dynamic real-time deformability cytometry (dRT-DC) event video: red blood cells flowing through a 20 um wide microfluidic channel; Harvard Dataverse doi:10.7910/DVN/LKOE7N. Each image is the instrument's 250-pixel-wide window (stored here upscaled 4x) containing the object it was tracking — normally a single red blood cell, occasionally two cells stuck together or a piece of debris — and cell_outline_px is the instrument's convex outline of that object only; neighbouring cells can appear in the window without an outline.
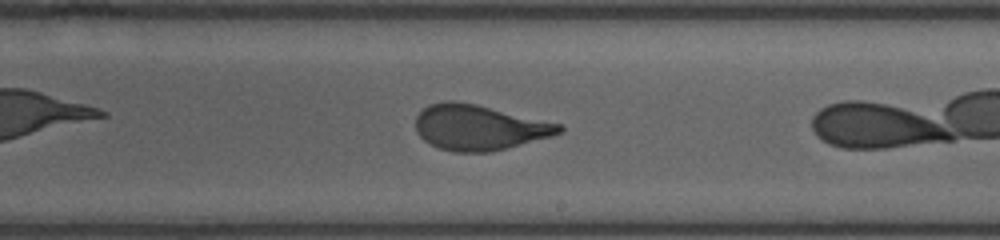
{"species": "human", "species_latin": "Homo sapiens", "temperature_condition": "room temperature", "stored_images_in_passage": 15, "camera_frame_rate_fps": 3000, "um_per_image_px": 0.085, "donor": {"sex": "female"}, "frame": {"image": 1, "passage_image": 13, "time_ms": 5.0, "image_size_px": [1000, 240], "cell_outline_px": [[564, 132], [552, 136], [492, 152], [456, 152], [440, 148], [424, 140], [416, 132], [416, 116], [428, 104], [448, 100], [452, 100], [476, 104], [560, 124], [564, 128]], "centroid_in_image_um": [40.71, 10.83], "position_along_channel_um": 248.3, "area_um2": 37.74}}